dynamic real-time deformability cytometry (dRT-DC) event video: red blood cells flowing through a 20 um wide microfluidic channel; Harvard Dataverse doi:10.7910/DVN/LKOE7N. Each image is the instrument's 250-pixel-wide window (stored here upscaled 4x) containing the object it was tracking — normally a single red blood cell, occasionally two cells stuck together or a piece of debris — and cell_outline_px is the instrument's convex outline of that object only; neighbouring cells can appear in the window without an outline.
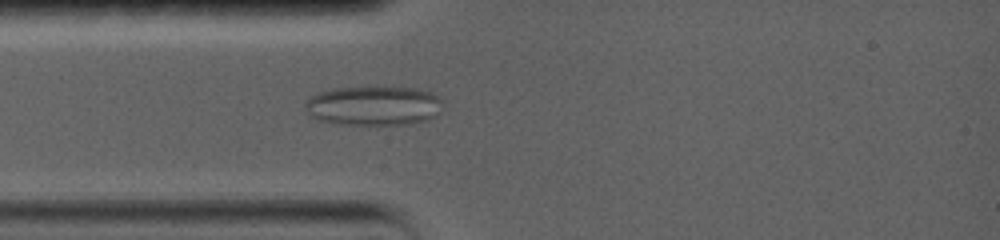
{"species": "common noctule bat (a hibernating species)", "species_latin": "Nyctalus noctula", "temperature_condition": "warm", "stored_images_in_passage": 21, "camera_frame_rate_fps": 5000, "um_per_image_px": 0.085, "animal": {"sex": "female", "body_mass_g": 19.0, "forearm_length_mm": 56.7}, "frame": {"image": 1, "passage_image": 6, "time_ms": 1.8, "image_size_px": [1000, 240], "cell_outline_px": [[440, 100], [436, 116], [428, 120], [408, 124], [336, 124], [316, 120], [304, 108], [304, 100], [320, 92], [332, 88], [416, 88], [428, 92], [436, 96]], "centroid_in_image_um": [31.67, 9.0], "position_along_channel_um": 53.3, "area_um2": 31.21}}
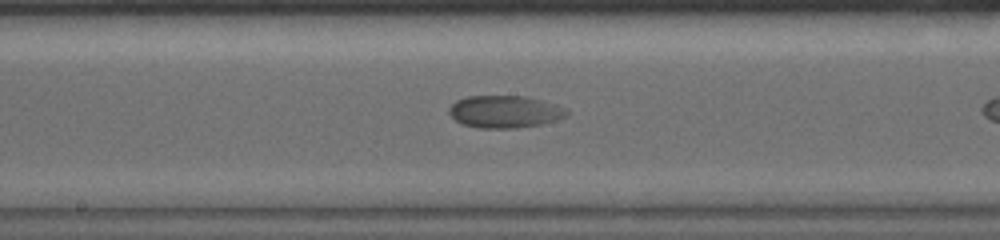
{"frame": {"image": 2, "passage_image": 16, "time_ms": 5.0, "image_size_px": [1000, 240], "cell_outline_px": [[568, 112], [564, 116], [556, 120], [540, 124], [516, 128], [480, 128], [460, 124], [448, 112], [448, 108], [456, 100], [468, 96], [528, 96], [556, 104], [568, 108]], "centroid_in_image_um": [42.9, 9.49], "position_along_channel_um": 205.3, "area_um2": 22.25}}
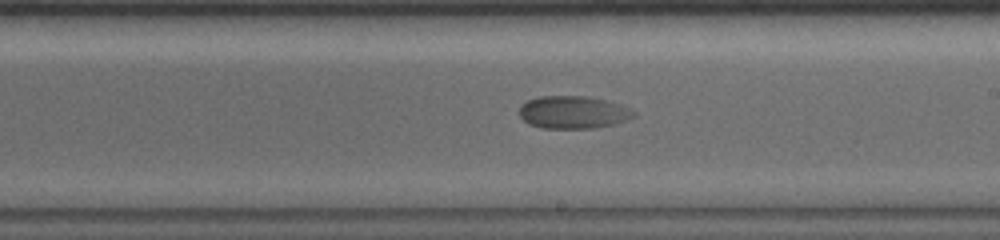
{"frame": {"image": 3, "passage_image": 19, "time_ms": 6.0, "image_size_px": [1000, 240], "cell_outline_px": [[636, 116], [616, 124], [596, 128], [544, 128], [528, 124], [520, 116], [520, 104], [528, 100], [540, 96], [588, 96], [620, 104], [632, 108], [636, 112]], "centroid_in_image_um": [48.75, 9.54], "position_along_channel_um": 240.2, "area_um2": 21.96}}